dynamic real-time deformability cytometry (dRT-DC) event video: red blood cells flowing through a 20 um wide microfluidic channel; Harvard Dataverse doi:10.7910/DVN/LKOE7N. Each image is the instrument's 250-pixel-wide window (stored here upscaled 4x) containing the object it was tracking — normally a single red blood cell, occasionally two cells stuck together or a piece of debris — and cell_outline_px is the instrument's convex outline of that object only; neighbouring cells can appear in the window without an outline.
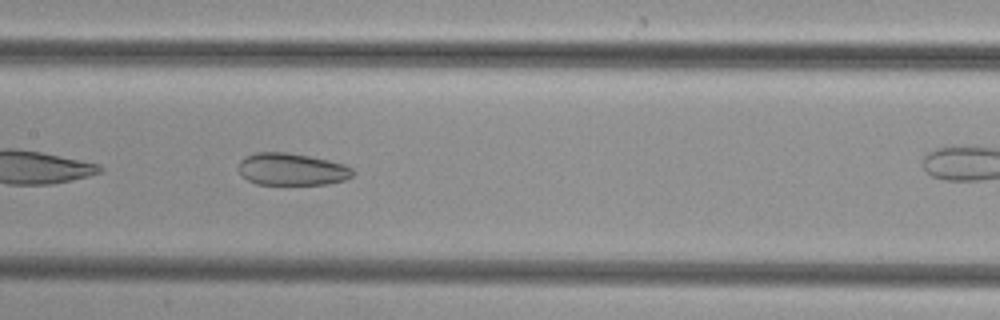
{"species": "common noctule bat (a hibernating species)", "species_latin": "Nyctalus noctula", "temperature_condition": "cold", "stored_images_in_passage": 27, "camera_frame_rate_fps": 3000, "um_per_image_px": 0.085, "animal": {"sex": "female", "body_mass_g": 29.2, "forearm_length_mm": 56.3}, "frame": {"image": 1, "passage_image": 12, "time_ms": 3.667, "image_size_px": [1000, 320], "cell_outline_px": [[352, 176], [344, 180], [328, 184], [256, 184], [248, 180], [240, 172], [240, 160], [256, 152], [288, 152], [328, 160], [344, 164], [352, 168]], "centroid_in_image_um": [24.82, 14.39], "position_along_channel_um": 182.6, "area_um2": 21.15}}